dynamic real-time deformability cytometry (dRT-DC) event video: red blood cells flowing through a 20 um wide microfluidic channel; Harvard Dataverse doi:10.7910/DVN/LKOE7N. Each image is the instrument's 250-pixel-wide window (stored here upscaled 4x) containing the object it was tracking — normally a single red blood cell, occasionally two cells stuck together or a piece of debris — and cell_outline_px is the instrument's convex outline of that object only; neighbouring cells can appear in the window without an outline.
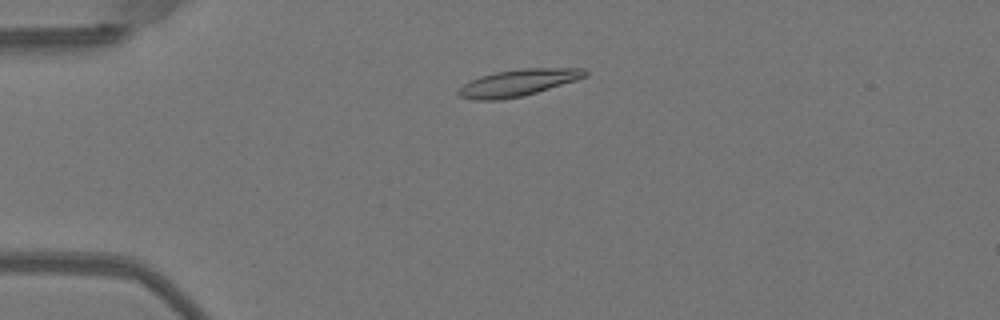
{"species": "Egyptian fruit bat (a non-hibernating species)", "species_latin": "Rousettus aegyptiacus", "temperature_condition": "warm", "stored_images_in_passage": 48, "camera_frame_rate_fps": 3000, "um_per_image_px": 0.085, "animal": {"sex": "female"}, "frame": {"image": 1, "passage_image": 10, "time_ms": 3.0, "image_size_px": [1000, 320], "cell_outline_px": [[588, 76], [576, 80], [524, 96], [500, 100], [472, 100], [460, 96], [456, 92], [464, 84], [480, 76], [496, 72], [524, 68], [584, 68], [588, 72]], "centroid_in_image_um": [44.05, 7.03], "position_along_channel_um": 40.9, "area_um2": 19.71}}
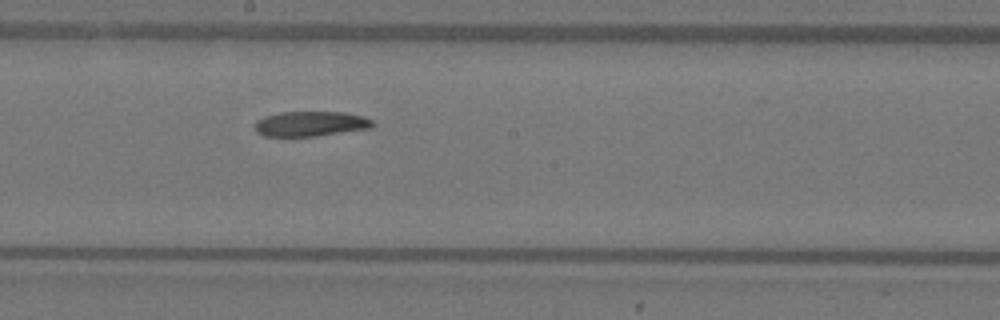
{"frame": {"image": 2, "passage_image": 26, "time_ms": 8.333, "image_size_px": [1000, 320], "cell_outline_px": [[376, 124], [372, 128], [312, 136], [264, 136], [256, 132], [256, 120], [264, 116], [280, 112], [344, 112], [360, 116], [372, 120]], "centroid_in_image_um": [26.39, 10.52], "position_along_channel_um": 221.8, "area_um2": 17.05}}
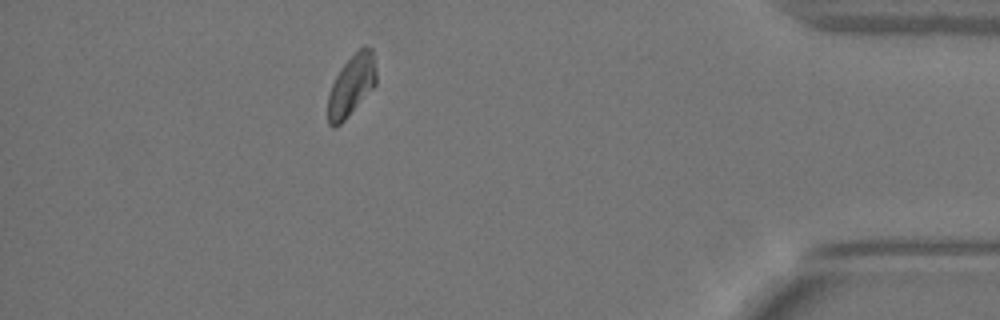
{"frame": {"image": 3, "passage_image": 43, "time_ms": 14.0, "image_size_px": [1000, 320], "cell_outline_px": [[376, 84], [344, 120], [336, 128], [332, 128], [328, 124], [328, 96], [332, 84], [340, 68], [364, 44], [372, 48], [376, 72]], "centroid_in_image_um": [29.86, 7.26], "position_along_channel_um": 405.3, "area_um2": 16.99}}